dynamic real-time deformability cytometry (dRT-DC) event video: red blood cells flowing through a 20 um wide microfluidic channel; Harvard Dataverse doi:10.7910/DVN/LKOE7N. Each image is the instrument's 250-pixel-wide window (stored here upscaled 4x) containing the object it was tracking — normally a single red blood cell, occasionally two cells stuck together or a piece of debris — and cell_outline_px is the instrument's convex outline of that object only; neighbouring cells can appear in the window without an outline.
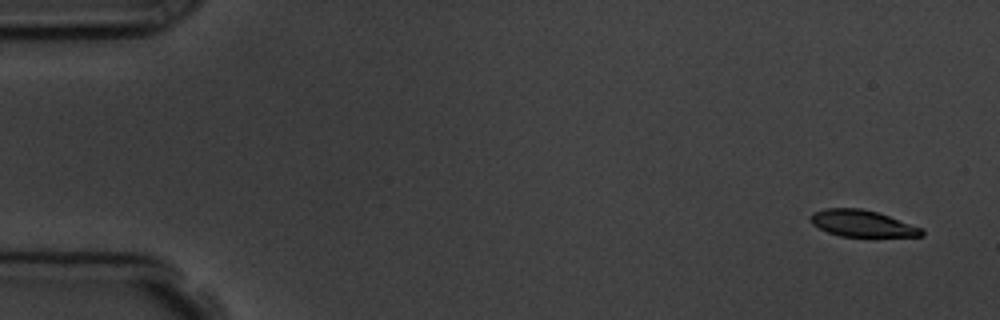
{"species": "common noctule bat (a hibernating species)", "species_latin": "Nyctalus noctula", "temperature_condition": "room temperature", "stored_images_in_passage": 5, "segment_of_instrument_passage": [2, 2], "camera_frame_rate_fps": 3000, "um_per_image_px": 0.085, "animal": {"sex": "male", "body_mass_g": 19.5, "forearm_length_mm": 54.6}, "frame": {"image": 1, "passage_image": 5, "time_ms": 5.333, "image_size_px": [1000, 320], "cell_outline_px": [[924, 236], [840, 236], [828, 232], [812, 224], [812, 212], [824, 208], [860, 208], [876, 212], [924, 228]], "centroid_in_image_um": [73.3, 18.99], "position_along_channel_um": 11.7, "area_um2": 16.99}}